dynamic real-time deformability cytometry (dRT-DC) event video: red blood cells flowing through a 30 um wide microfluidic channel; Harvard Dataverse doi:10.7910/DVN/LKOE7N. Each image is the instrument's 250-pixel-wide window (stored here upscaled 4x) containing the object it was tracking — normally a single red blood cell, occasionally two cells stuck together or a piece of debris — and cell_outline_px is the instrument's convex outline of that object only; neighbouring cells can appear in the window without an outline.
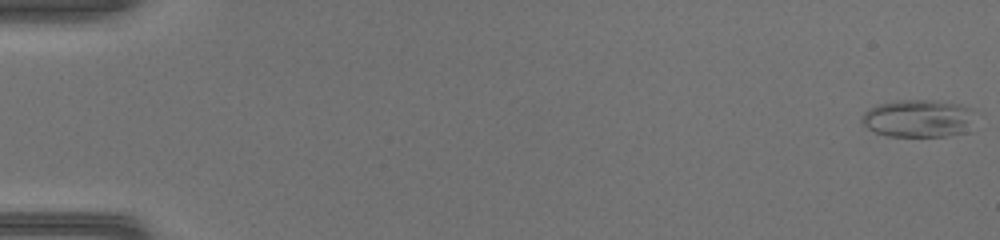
{"species": "common noctule bat (a hibernating species)", "species_latin": "Nyctalus noctula", "temperature_condition": "warm", "stored_images_in_passage": 50, "camera_frame_rate_fps": 3000, "um_per_image_px": 0.085, "animal": {"sex": "female", "body_mass_g": 17.0, "forearm_length_mm": 48.0}, "frame": {"image": 1, "passage_image": 1, "time_ms": 0.0, "image_size_px": [1000, 240], "cell_outline_px": [[972, 132], [948, 136], [888, 136], [876, 132], [868, 128], [860, 120], [864, 112], [868, 108], [880, 104], [896, 100], [936, 100], [960, 104], [972, 108]], "centroid_in_image_um": [78.1, 10.07], "position_along_channel_um": 6.9, "area_um2": 25.2}}
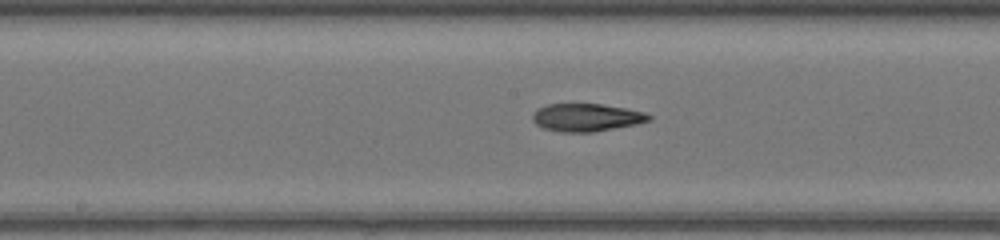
{"frame": {"image": 2, "passage_image": 27, "time_ms": 8.667, "image_size_px": [1000, 240], "cell_outline_px": [[652, 120], [636, 124], [592, 132], [560, 132], [544, 128], [536, 124], [532, 120], [532, 112], [536, 108], [548, 104], [600, 104], [628, 108], [644, 112], [652, 116]], "centroid_in_image_um": [49.83, 9.98], "position_along_channel_um": 198.4, "area_um2": 18.96}}
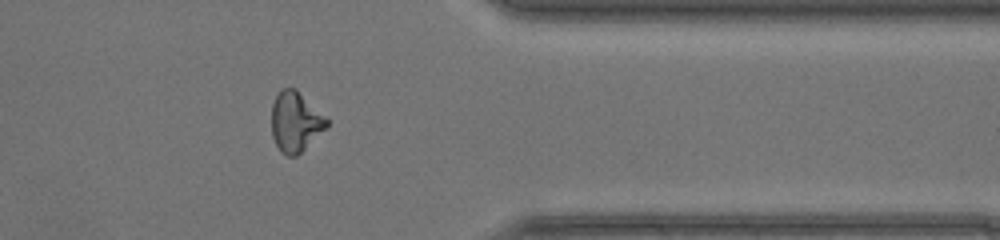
{"frame": {"image": 3, "passage_image": 41, "time_ms": 13.333, "image_size_px": [1000, 240], "cell_outline_px": [[328, 128], [296, 156], [288, 156], [280, 152], [272, 136], [272, 104], [280, 88], [296, 88], [328, 120]], "centroid_in_image_um": [25.11, 10.36], "position_along_channel_um": 386.3, "area_um2": 19.31}, "authors_computed_cell_mechanics": {"area_um2": 19.9988, "velocity_mm_per_s": 4.2676, "shape_relaxation_time_tau1_ms": null, "shape_relaxation_time_tau2_ms": 3.0797, "deformation_change_tau1": null, "deformation_change_tau2": 0.1192}}